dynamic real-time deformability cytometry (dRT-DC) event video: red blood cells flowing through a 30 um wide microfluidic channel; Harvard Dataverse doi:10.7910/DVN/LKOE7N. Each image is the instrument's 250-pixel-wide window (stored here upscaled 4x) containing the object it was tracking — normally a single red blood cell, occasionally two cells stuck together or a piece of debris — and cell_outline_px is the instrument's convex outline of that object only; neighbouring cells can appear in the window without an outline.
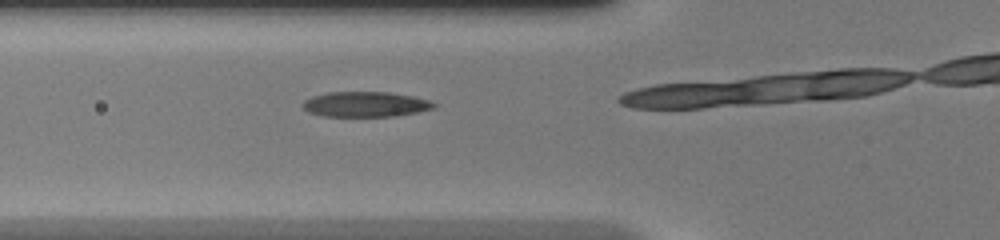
{"species": "common noctule bat (a hibernating species)", "species_latin": "Nyctalus noctula", "temperature_condition": "warm", "stored_images_in_passage": 15, "camera_frame_rate_fps": 3000, "um_per_image_px": 0.085, "animal": {"sex": "female", "body_mass_g": 20.0, "forearm_length_mm": 54.0}, "frame": {"image": 1, "passage_image": 11, "time_ms": 3.333, "image_size_px": [1000, 240], "cell_outline_px": [[436, 108], [396, 116], [324, 116], [308, 112], [300, 104], [304, 100], [312, 96], [328, 92], [388, 92], [412, 96], [432, 100], [436, 104]], "centroid_in_image_um": [31.07, 8.86], "position_along_channel_um": 94.7, "area_um2": 19.36}}